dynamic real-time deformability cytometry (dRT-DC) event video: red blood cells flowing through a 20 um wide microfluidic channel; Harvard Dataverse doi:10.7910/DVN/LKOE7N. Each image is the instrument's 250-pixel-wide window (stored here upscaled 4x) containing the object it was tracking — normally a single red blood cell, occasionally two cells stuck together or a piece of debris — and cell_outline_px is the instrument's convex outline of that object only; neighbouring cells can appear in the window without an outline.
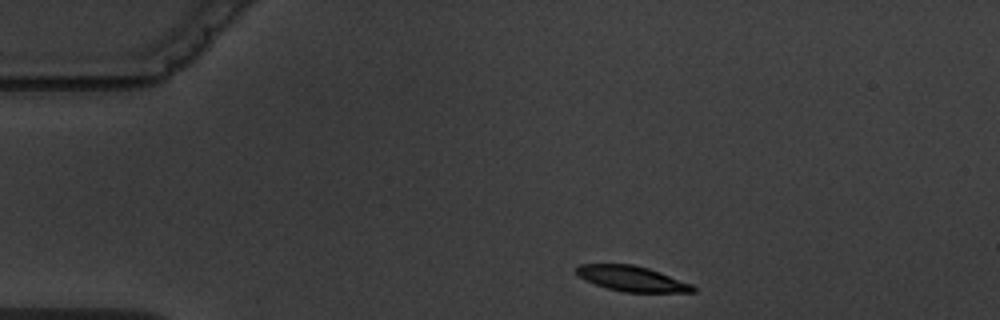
{"species": "common noctule bat (a hibernating species)", "species_latin": "Nyctalus noctula", "temperature_condition": "warm", "stored_images_in_passage": 4, "camera_frame_rate_fps": 3000, "um_per_image_px": 0.085, "animal": {"sex": "male", "body_mass_g": 19.5, "forearm_length_mm": 54.6}, "frame": {"image": 1, "passage_image": 1, "time_ms": 0.0, "image_size_px": [1000, 320], "cell_outline_px": [[696, 292], [624, 292], [608, 288], [596, 284], [580, 276], [576, 272], [576, 268], [580, 264], [632, 264], [648, 268], [692, 284], [696, 288]], "centroid_in_image_um": [53.75, 23.68], "position_along_channel_um": 31.3, "area_um2": 16.88}}
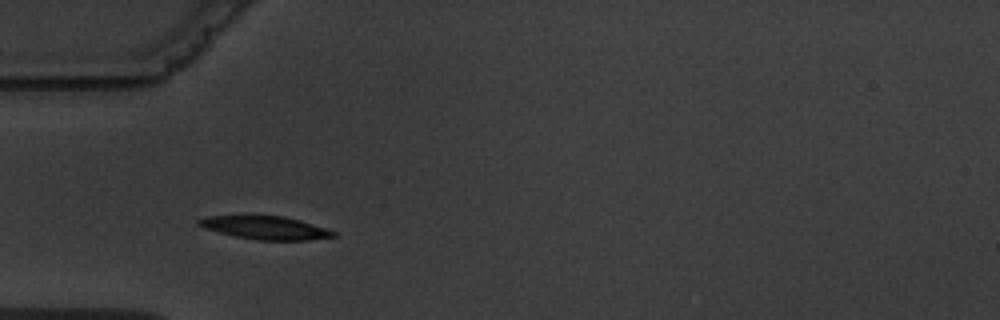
{"frame": {"image": 2, "passage_image": 3, "time_ms": 2.333, "image_size_px": [1000, 320], "cell_outline_px": [[336, 236], [308, 240], [256, 240], [236, 236], [204, 228], [196, 224], [196, 220], [204, 216], [248, 212], [284, 216], [300, 220], [336, 232]], "centroid_in_image_um": [22.43, 19.29], "position_along_channel_um": 62.6, "area_um2": 19.13}}
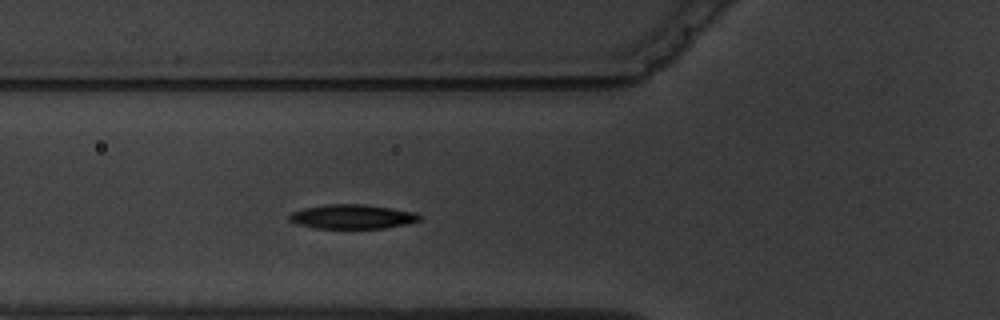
{"frame": {"image": 3, "passage_image": 4, "time_ms": 3.333, "image_size_px": [1000, 320], "cell_outline_px": [[420, 220], [404, 224], [384, 228], [316, 228], [300, 224], [288, 220], [288, 216], [292, 212], [304, 208], [324, 204], [364, 204], [416, 212], [420, 216]], "centroid_in_image_um": [29.92, 18.4], "position_along_channel_um": 95.9, "area_um2": 18.26}}